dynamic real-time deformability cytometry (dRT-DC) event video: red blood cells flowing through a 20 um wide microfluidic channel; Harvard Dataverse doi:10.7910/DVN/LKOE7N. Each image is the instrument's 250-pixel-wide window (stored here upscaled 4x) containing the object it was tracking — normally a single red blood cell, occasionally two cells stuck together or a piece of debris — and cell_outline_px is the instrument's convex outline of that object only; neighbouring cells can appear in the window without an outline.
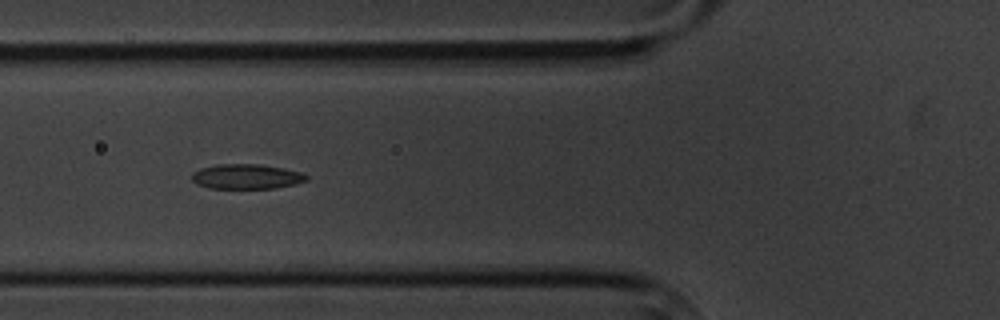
{"species": "common noctule bat (a hibernating species)", "species_latin": "Nyctalus noctula", "temperature_condition": "cold", "stored_images_in_passage": 6, "camera_frame_rate_fps": 3000, "um_per_image_px": 0.085, "animal": {"sex": "male", "body_mass_g": 20.1, "forearm_length_mm": 53.5}, "frame": {"image": 1, "passage_image": 5, "time_ms": 4.667, "image_size_px": [1000, 320], "cell_outline_px": [[308, 180], [296, 184], [276, 188], [208, 188], [196, 184], [192, 180], [192, 172], [200, 168], [216, 164], [260, 164], [284, 168], [304, 172], [308, 176]], "centroid_in_image_um": [20.97, 15.0], "position_along_channel_um": 104.8, "area_um2": 16.88}}
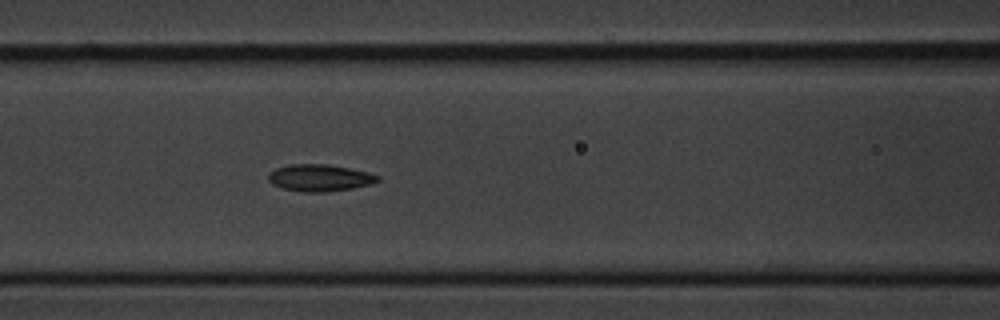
{"frame": {"image": 2, "passage_image": 6, "time_ms": 5.667, "image_size_px": [1000, 320], "cell_outline_px": [[380, 180], [372, 184], [352, 188], [328, 192], [304, 192], [280, 188], [272, 184], [268, 180], [268, 176], [276, 168], [288, 164], [328, 164], [368, 172], [380, 176]], "centroid_in_image_um": [27.18, 15.12], "position_along_channel_um": 139.4, "area_um2": 17.22}}